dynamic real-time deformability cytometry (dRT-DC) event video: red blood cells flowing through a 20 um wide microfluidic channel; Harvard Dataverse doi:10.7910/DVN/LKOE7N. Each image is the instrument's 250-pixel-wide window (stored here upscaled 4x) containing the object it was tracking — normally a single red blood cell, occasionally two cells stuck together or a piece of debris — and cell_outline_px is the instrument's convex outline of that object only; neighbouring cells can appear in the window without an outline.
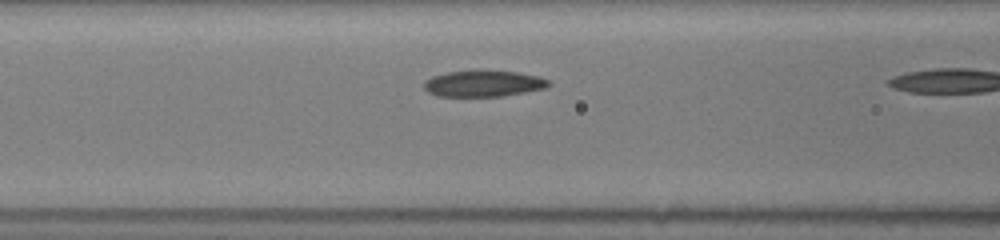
{"species": "common noctule bat (a hibernating species)", "species_latin": "Nyctalus noctula", "temperature_condition": "room temperature", "stored_images_in_passage": 6, "camera_frame_rate_fps": 3000, "um_per_image_px": 0.085, "animal": {"sex": "female", "body_mass_g": 19.5, "forearm_length_mm": 54.1}, "frame": {"image": 1, "passage_image": 5, "time_ms": 2.0, "image_size_px": [1000, 240], "cell_outline_px": [[552, 84], [548, 88], [500, 96], [436, 96], [428, 92], [424, 88], [424, 80], [432, 76], [448, 72], [516, 72], [540, 76], [548, 80]], "centroid_in_image_um": [41.11, 7.12], "position_along_channel_um": 125.5, "area_um2": 18.67}}